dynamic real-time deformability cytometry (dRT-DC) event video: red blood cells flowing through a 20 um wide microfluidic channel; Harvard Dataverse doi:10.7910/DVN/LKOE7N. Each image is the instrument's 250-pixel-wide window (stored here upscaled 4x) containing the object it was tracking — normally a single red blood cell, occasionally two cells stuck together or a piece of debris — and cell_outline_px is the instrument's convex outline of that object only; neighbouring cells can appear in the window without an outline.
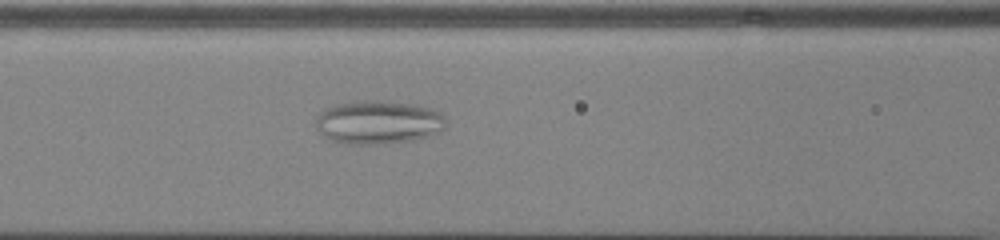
{"species": "common noctule bat (a hibernating species)", "species_latin": "Nyctalus noctula", "temperature_condition": "cold", "stored_images_in_passage": 54, "camera_frame_rate_fps": 3000, "um_per_image_px": 0.085, "animal": {"sex": "male", "body_mass_g": 13.0, "forearm_length_mm": 53.1}, "frame": {"image": 1, "passage_image": 25, "time_ms": 8.0, "image_size_px": [1000, 240], "cell_outline_px": [[444, 128], [428, 136], [412, 140], [384, 144], [348, 144], [332, 140], [324, 136], [316, 128], [316, 116], [324, 108], [336, 104], [356, 100], [376, 100], [412, 104], [432, 108], [440, 112], [444, 116]], "centroid_in_image_um": [32.11, 10.38], "position_along_channel_um": 134.5, "area_um2": 33.06}}
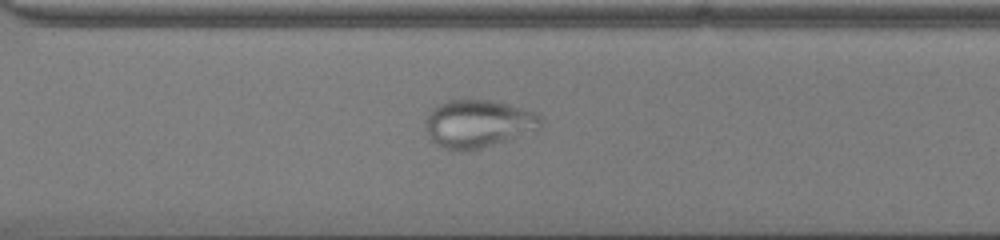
{"frame": {"image": 2, "passage_image": 40, "time_ms": 13.0, "image_size_px": [1000, 240], "cell_outline_px": [[540, 128], [480, 148], [444, 148], [436, 144], [428, 136], [428, 116], [432, 108], [436, 104], [448, 100], [492, 100], [536, 112], [540, 116]], "centroid_in_image_um": [40.63, 10.46], "position_along_channel_um": 330.0, "area_um2": 30.92}}
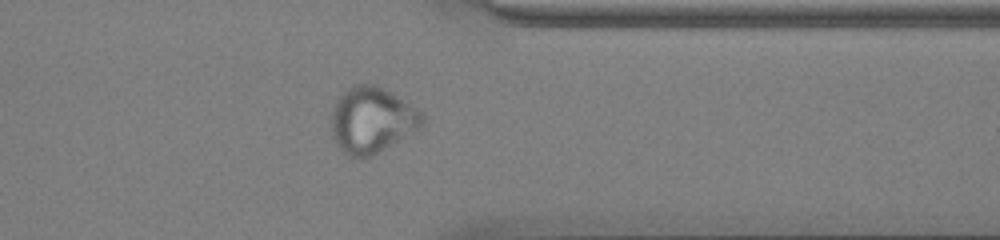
{"frame": {"image": 3, "passage_image": 44, "time_ms": 14.333, "image_size_px": [1000, 240], "cell_outline_px": [[424, 124], [420, 128], [372, 156], [360, 160], [348, 156], [336, 144], [332, 136], [332, 108], [336, 100], [352, 84], [372, 84], [388, 92], [416, 108], [424, 116]], "centroid_in_image_um": [31.57, 10.25], "position_along_channel_um": 379.8, "area_um2": 34.68}}